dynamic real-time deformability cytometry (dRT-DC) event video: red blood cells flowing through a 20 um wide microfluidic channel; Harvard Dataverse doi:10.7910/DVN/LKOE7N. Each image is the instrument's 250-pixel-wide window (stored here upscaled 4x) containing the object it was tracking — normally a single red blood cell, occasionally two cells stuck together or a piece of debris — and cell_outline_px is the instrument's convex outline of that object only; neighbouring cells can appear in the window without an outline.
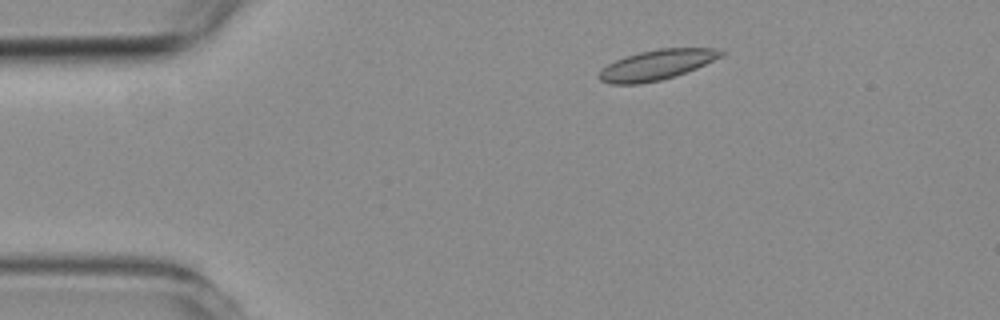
{"species": "common noctule bat (a hibernating species)", "species_latin": "Nyctalus noctula", "temperature_condition": "room temperature", "stored_images_in_passage": 4, "camera_frame_rate_fps": 3000, "um_per_image_px": 0.085, "animal": {"sex": "female", "body_mass_g": 19.3, "forearm_length_mm": 54.1}, "frame": {"image": 1, "passage_image": 1, "time_ms": 0.0, "image_size_px": [1000, 320], "cell_outline_px": [[724, 56], [696, 68], [660, 80], [640, 84], [608, 84], [600, 80], [600, 68], [616, 60], [640, 52], [660, 48], [716, 48], [724, 52]], "centroid_in_image_um": [55.82, 5.51], "position_along_channel_um": 29.2, "area_um2": 21.15}}
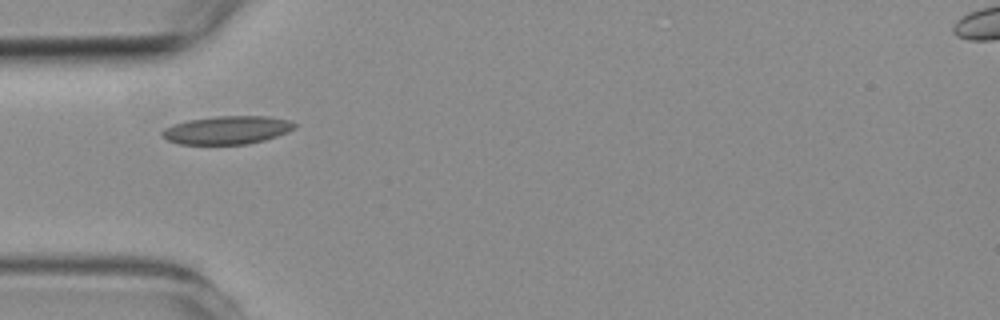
{"frame": {"image": 2, "passage_image": 3, "time_ms": 2.333, "image_size_px": [1000, 320], "cell_outline_px": [[296, 128], [276, 136], [264, 140], [248, 144], [180, 144], [168, 140], [160, 136], [160, 132], [164, 128], [172, 124], [188, 120], [216, 116], [264, 116], [288, 120], [296, 124]], "centroid_in_image_um": [19.25, 11.05], "position_along_channel_um": 65.7, "area_um2": 21.73}}
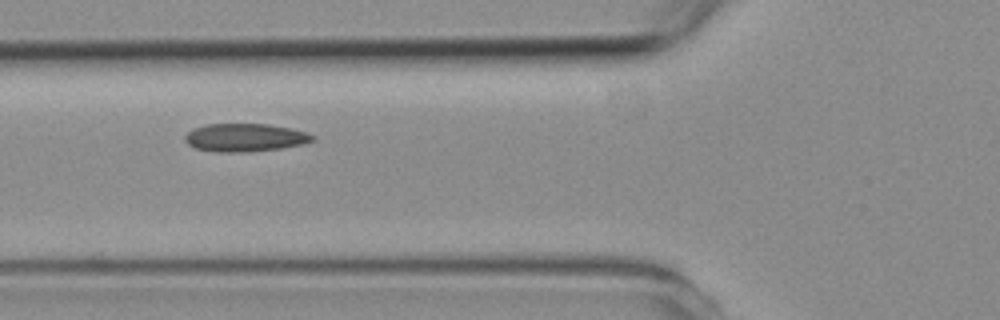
{"frame": {"image": 3, "passage_image": 4, "time_ms": 3.333, "image_size_px": [1000, 320], "cell_outline_px": [[316, 140], [304, 144], [280, 148], [248, 152], [216, 152], [196, 148], [188, 144], [184, 140], [184, 136], [192, 128], [204, 124], [268, 124], [292, 128], [308, 132], [316, 136]], "centroid_in_image_um": [20.85, 11.69], "position_along_channel_um": 104.9, "area_um2": 21.15}}